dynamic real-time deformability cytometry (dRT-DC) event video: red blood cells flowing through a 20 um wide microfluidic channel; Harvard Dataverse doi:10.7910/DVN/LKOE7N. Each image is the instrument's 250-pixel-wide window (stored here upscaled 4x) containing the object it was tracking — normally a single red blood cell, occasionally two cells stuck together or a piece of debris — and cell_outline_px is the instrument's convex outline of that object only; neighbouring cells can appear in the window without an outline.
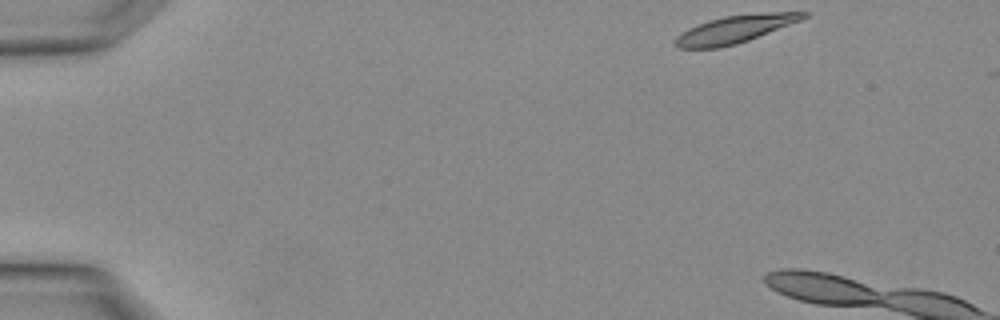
{"species": "Egyptian fruit bat (a non-hibernating species)", "species_latin": "Rousettus aegyptiacus", "temperature_condition": "warm", "stored_images_in_passage": 5, "camera_frame_rate_fps": 3000, "um_per_image_px": 0.085, "animal": {"sex": "female"}, "frame": {"image": 1, "passage_image": 1, "time_ms": 0.0, "image_size_px": [1000, 320], "cell_outline_px": [[812, 12], [808, 16], [800, 20], [748, 40], [736, 44], [720, 48], [676, 48], [672, 44], [672, 40], [676, 36], [688, 28], [708, 20], [724, 16], [768, 12]], "centroid_in_image_um": [62.4, 2.49], "position_along_channel_um": 22.6, "area_um2": 20.58}}